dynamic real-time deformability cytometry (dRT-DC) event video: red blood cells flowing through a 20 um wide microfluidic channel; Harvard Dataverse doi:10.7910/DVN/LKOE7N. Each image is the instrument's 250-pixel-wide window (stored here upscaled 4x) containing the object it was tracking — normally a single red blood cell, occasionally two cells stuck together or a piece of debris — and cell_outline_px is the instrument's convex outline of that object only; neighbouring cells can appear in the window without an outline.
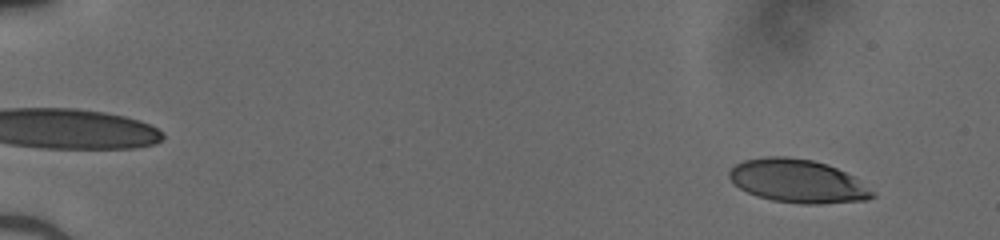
{"species": "human", "species_latin": "Homo sapiens", "temperature_condition": "cold", "stored_images_in_passage": 51, "camera_frame_rate_fps": 3000, "um_per_image_px": 0.085, "donor": {"sex": "male"}, "frame": {"image": 1, "passage_image": 5, "time_ms": 1.333, "image_size_px": [1000, 240], "cell_outline_px": [[876, 196], [868, 200], [820, 204], [804, 204], [772, 200], [756, 196], [740, 188], [728, 176], [728, 172], [736, 164], [744, 160], [764, 156], [784, 156], [812, 160], [836, 168], [852, 176], [872, 192]], "centroid_in_image_um": [67.77, 15.39], "position_along_channel_um": 17.2, "area_um2": 35.72}}
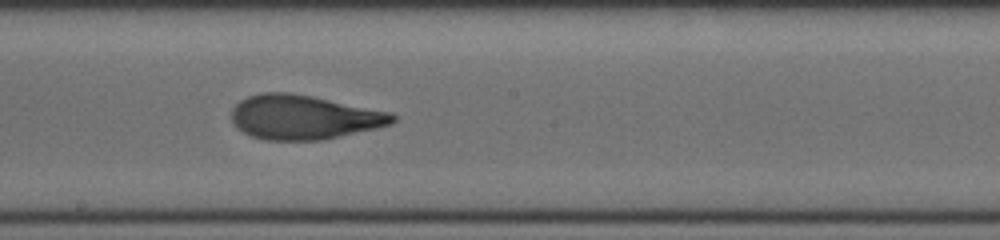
{"frame": {"image": 2, "passage_image": 31, "time_ms": 10.0, "image_size_px": [1000, 240], "cell_outline_px": [[396, 120], [392, 124], [376, 128], [320, 140], [264, 140], [252, 136], [244, 132], [232, 124], [232, 108], [240, 100], [248, 96], [264, 92], [288, 92], [312, 96], [392, 112], [396, 116]], "centroid_in_image_um": [25.82, 9.95], "position_along_channel_um": 222.4, "area_um2": 41.56}}
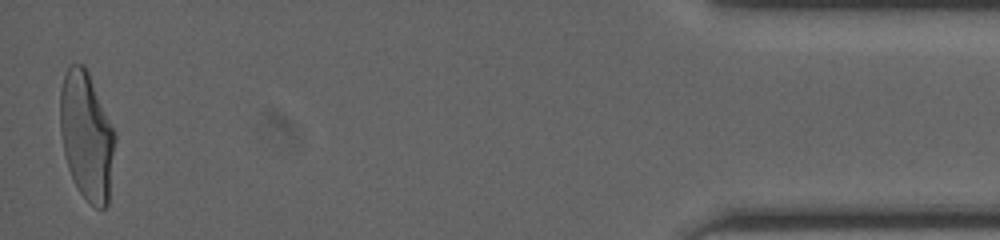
{"frame": {"image": 3, "passage_image": 51, "time_ms": 16.667, "image_size_px": [1000, 240], "cell_outline_px": [[116, 140], [108, 204], [104, 208], [96, 208], [80, 192], [72, 180], [68, 168], [64, 152], [60, 132], [60, 88], [68, 64], [84, 64], [88, 72], [116, 132]], "centroid_in_image_um": [7.37, 11.54], "position_along_channel_um": 427.8, "area_um2": 41.15}}